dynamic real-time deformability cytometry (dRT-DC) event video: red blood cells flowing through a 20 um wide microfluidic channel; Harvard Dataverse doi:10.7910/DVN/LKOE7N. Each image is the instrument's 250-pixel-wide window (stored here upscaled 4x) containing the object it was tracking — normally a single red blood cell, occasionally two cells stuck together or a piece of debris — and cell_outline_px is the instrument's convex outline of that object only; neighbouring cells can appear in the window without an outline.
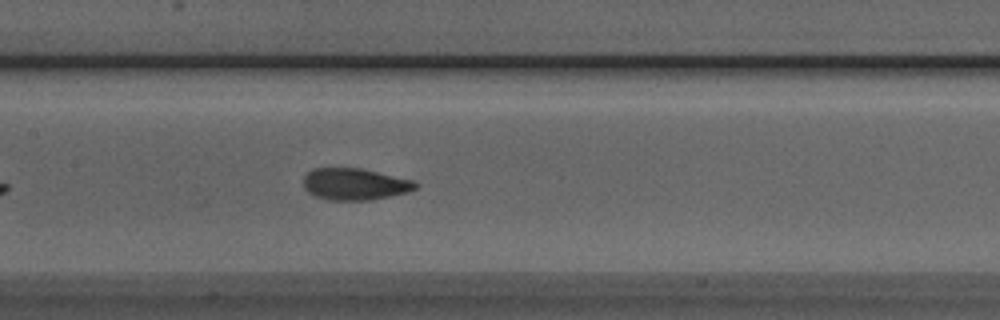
{"species": "Egyptian fruit bat (a non-hibernating species)", "species_latin": "Rousettus aegyptiacus", "temperature_condition": "room temperature", "stored_images_in_passage": 41, "camera_frame_rate_fps": 3000, "um_per_image_px": 0.085, "animal": {"sex": "male"}, "frame": {"image": 1, "passage_image": 13, "time_ms": 4.0, "image_size_px": [1000, 320], "cell_outline_px": [[420, 184], [416, 188], [408, 192], [372, 200], [328, 200], [312, 196], [304, 188], [304, 176], [312, 168], [360, 168], [412, 180]], "centroid_in_image_um": [30.13, 15.66], "position_along_channel_um": 177.3, "area_um2": 20.81}}
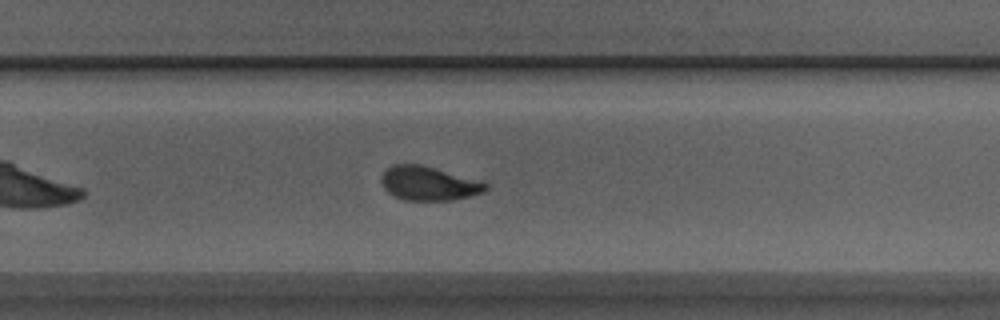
{"frame": {"image": 2, "passage_image": 22, "time_ms": 7.0, "image_size_px": [1000, 320], "cell_outline_px": [[488, 188], [484, 192], [452, 200], [404, 200], [388, 192], [384, 188], [380, 180], [380, 176], [392, 164], [420, 164], [488, 184]], "centroid_in_image_um": [36.38, 15.59], "position_along_channel_um": 293.4, "area_um2": 20.23}}
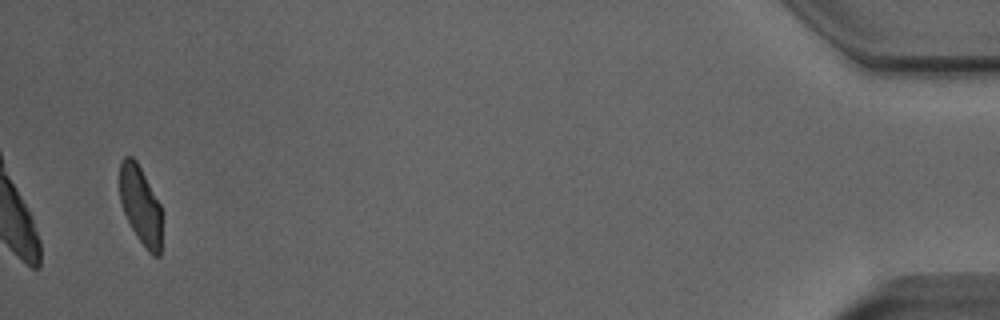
{"frame": {"image": 3, "passage_image": 39, "time_ms": 12.667, "image_size_px": [1000, 320], "cell_outline_px": [[160, 256], [152, 256], [148, 252], [132, 228], [124, 212], [120, 200], [120, 164], [124, 156], [132, 156], [136, 160], [160, 204]], "centroid_in_image_um": [11.93, 17.43], "position_along_channel_um": 423.3, "area_um2": 18.79}, "authors_computed_cell_mechanics": {"area_um2": 20.8658, "velocity_mm_per_s": 3.8849, "shape_relaxation_time_tau1_ms": 3.7474, "shape_relaxation_time_tau2_ms": 1.2039, "deformation_change_tau1": 0.1428, "deformation_change_tau2": 0.0706}}